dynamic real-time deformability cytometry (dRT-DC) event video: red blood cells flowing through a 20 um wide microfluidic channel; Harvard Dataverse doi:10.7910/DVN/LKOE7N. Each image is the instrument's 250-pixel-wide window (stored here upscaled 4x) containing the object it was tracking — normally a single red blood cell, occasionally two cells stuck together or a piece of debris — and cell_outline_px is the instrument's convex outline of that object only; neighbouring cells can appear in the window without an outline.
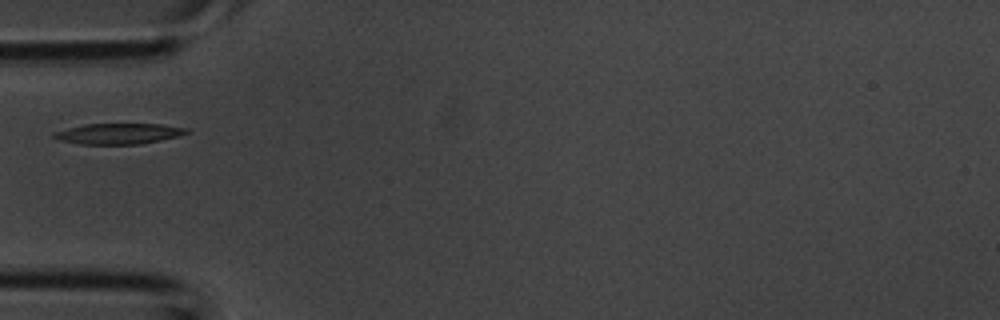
{"species": "common noctule bat (a hibernating species)", "species_latin": "Nyctalus noctula", "temperature_condition": "room temperature", "stored_images_in_passage": 2, "camera_frame_rate_fps": 3000, "um_per_image_px": 0.085, "animal": {"sex": "male", "body_mass_g": 20.1, "forearm_length_mm": 53.5}, "frame": {"image": 1, "passage_image": 2, "time_ms": 0.333, "image_size_px": [1000, 320], "cell_outline_px": [[188, 132], [176, 136], [160, 140], [140, 144], [80, 144], [60, 140], [52, 136], [52, 132], [84, 124], [160, 124], [188, 128]], "centroid_in_image_um": [10.04, 11.36], "position_along_channel_um": 75.0, "area_um2": 15.84}}